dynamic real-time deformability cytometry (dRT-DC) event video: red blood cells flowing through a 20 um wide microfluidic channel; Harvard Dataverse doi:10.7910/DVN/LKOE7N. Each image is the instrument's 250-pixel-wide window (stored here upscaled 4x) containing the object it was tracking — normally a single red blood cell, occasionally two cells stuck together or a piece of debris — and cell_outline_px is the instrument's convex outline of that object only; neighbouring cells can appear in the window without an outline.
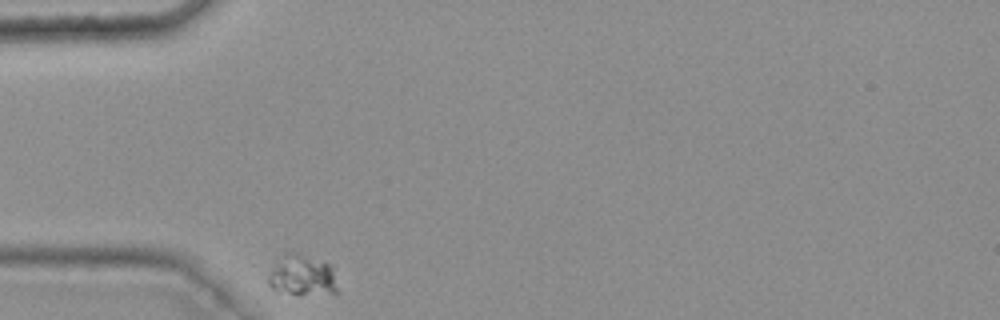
{"species": "common noctule bat (a hibernating species)", "species_latin": "Nyctalus noctula", "temperature_condition": "warm", "stored_images_in_passage": 35, "camera_frame_rate_fps": 3000, "um_per_image_px": 0.085, "animal": {"sex": "female", "body_mass_g": 25.1}, "frame": {"image": 1, "passage_image": 1, "time_ms": 0.0, "image_size_px": [1000, 320], "cell_outline_px": [[336, 296], [276, 292], [268, 284], [268, 276], [276, 256], [284, 252], [296, 252], [328, 264], [332, 268], [336, 288]], "centroid_in_image_um": [25.62, 23.42], "position_along_channel_um": 59.4, "area_um2": 16.82}}
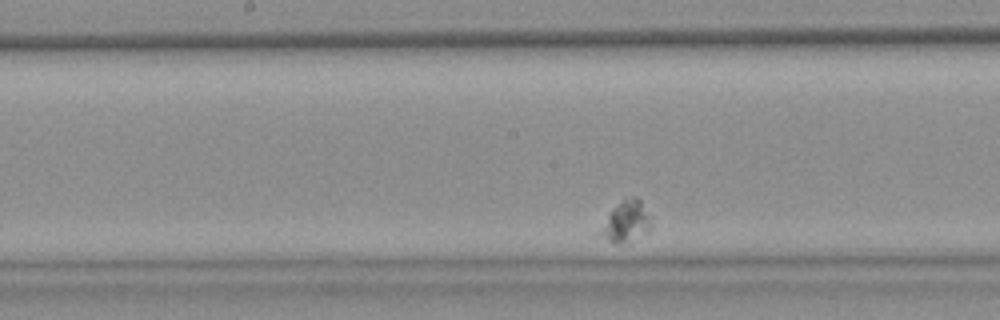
{"frame": {"image": 2, "passage_image": 17, "time_ms": 5.333, "image_size_px": [1000, 320], "cell_outline_px": [[652, 224], [648, 232], [620, 244], [612, 244], [600, 236], [596, 232], [608, 212], [624, 200], [632, 196], [636, 196], [640, 200]], "centroid_in_image_um": [53.13, 18.87], "position_along_channel_um": 195.1, "area_um2": 12.14}}
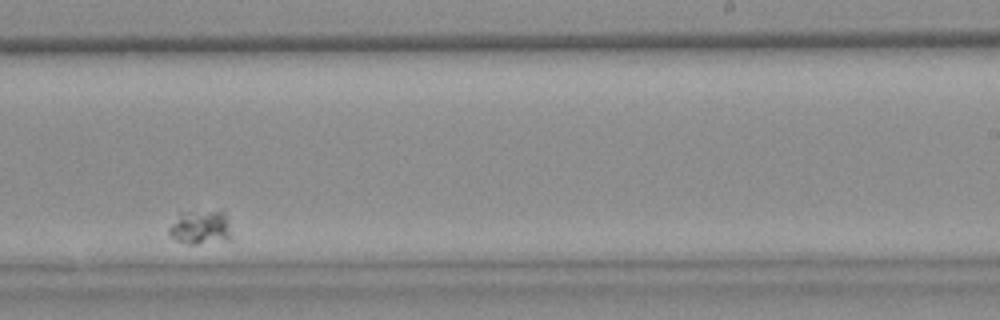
{"frame": {"image": 3, "passage_image": 25, "time_ms": 8.0, "image_size_px": [1000, 320], "cell_outline_px": [[232, 240], [196, 244], [188, 244], [176, 240], [168, 236], [168, 228], [180, 212], [224, 208]], "centroid_in_image_um": [17.05, 19.29], "position_along_channel_um": 272.0, "area_um2": 13.01}}